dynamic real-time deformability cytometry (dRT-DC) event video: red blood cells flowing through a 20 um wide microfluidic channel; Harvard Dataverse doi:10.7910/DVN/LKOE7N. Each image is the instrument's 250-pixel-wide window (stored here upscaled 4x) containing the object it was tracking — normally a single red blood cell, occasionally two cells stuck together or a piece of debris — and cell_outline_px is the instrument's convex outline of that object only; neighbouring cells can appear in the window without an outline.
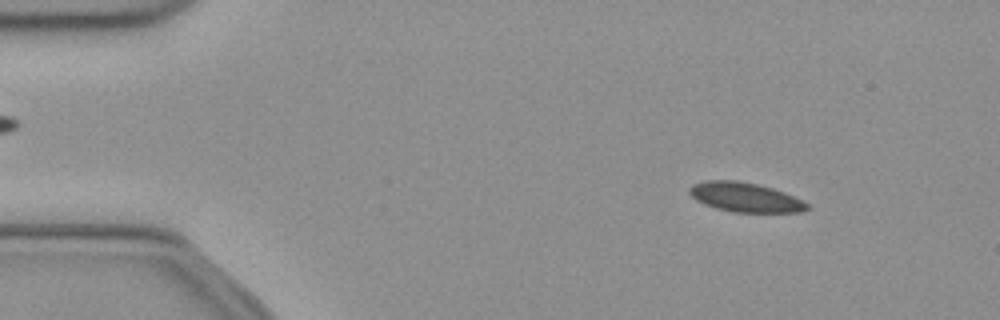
{"species": "common noctule bat (a hibernating species)", "species_latin": "Nyctalus noctula", "temperature_condition": "cold", "stored_images_in_passage": 51, "camera_frame_rate_fps": 3000, "um_per_image_px": 0.085, "animal": {"sex": "female", "body_mass_g": 21.9}, "frame": {"image": 1, "passage_image": 6, "time_ms": 1.667, "image_size_px": [1000, 320], "cell_outline_px": [[812, 208], [800, 212], [732, 212], [716, 208], [704, 204], [696, 200], [688, 192], [688, 188], [692, 184], [704, 180], [736, 180], [756, 184], [772, 188], [784, 192], [808, 204]], "centroid_in_image_um": [63.3, 16.76], "position_along_channel_um": 21.7, "area_um2": 20.17}}
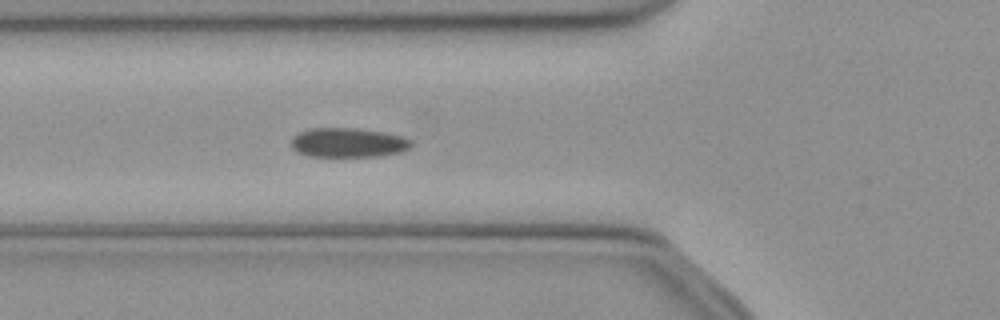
{"frame": {"image": 2, "passage_image": 18, "time_ms": 5.667, "image_size_px": [1000, 320], "cell_outline_px": [[412, 144], [408, 148], [400, 152], [380, 156], [308, 156], [296, 152], [292, 148], [292, 136], [296, 132], [312, 128], [356, 128], [384, 132], [404, 136], [412, 140]], "centroid_in_image_um": [29.57, 12.11], "position_along_channel_um": 96.2, "area_um2": 20.75}}
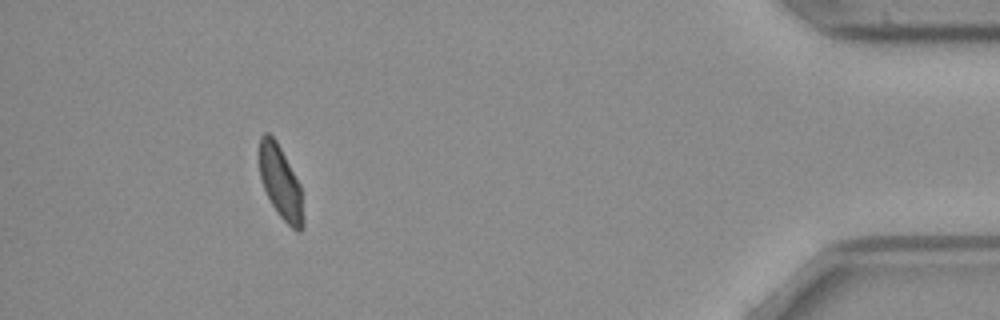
{"frame": {"image": 3, "passage_image": 47, "time_ms": 15.333, "image_size_px": [1000, 320], "cell_outline_px": [[304, 228], [300, 232], [296, 232], [280, 216], [272, 204], [264, 188], [260, 176], [260, 136], [264, 132], [268, 132], [276, 140], [300, 184], [304, 220]], "centroid_in_image_um": [23.87, 15.54], "position_along_channel_um": 411.3, "area_um2": 18.5}, "authors_computed_cell_mechanics": {"area_um2": 20.4612, "velocity_mm_per_s": 3.903, "shape_relaxation_time_tau1_ms": 6.0189, "shape_relaxation_time_tau2_ms": 2.9218, "deformation_change_tau1": 0.0861, "deformation_change_tau2": 0.0584}}